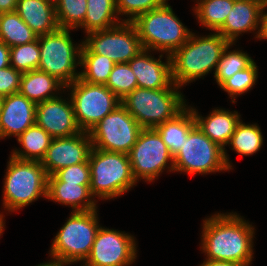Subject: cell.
<instances>
[{"label":"cell","instance_id":"5b68a950","mask_svg":"<svg viewBox=\"0 0 267 266\" xmlns=\"http://www.w3.org/2000/svg\"><path fill=\"white\" fill-rule=\"evenodd\" d=\"M3 181V208L20 210L39 197L47 198L48 176L40 161L20 160L9 155Z\"/></svg>","mask_w":267,"mask_h":266},{"label":"cell","instance_id":"8d00e7d4","mask_svg":"<svg viewBox=\"0 0 267 266\" xmlns=\"http://www.w3.org/2000/svg\"><path fill=\"white\" fill-rule=\"evenodd\" d=\"M54 175L66 183H78V185H90L91 175L88 160L84 163L64 167Z\"/></svg>","mask_w":267,"mask_h":266},{"label":"cell","instance_id":"e575fe53","mask_svg":"<svg viewBox=\"0 0 267 266\" xmlns=\"http://www.w3.org/2000/svg\"><path fill=\"white\" fill-rule=\"evenodd\" d=\"M105 86L122 100L137 88L138 84L128 63H116Z\"/></svg>","mask_w":267,"mask_h":266},{"label":"cell","instance_id":"7c38bea8","mask_svg":"<svg viewBox=\"0 0 267 266\" xmlns=\"http://www.w3.org/2000/svg\"><path fill=\"white\" fill-rule=\"evenodd\" d=\"M142 129L136 119L120 104L88 133L93 148L128 154Z\"/></svg>","mask_w":267,"mask_h":266},{"label":"cell","instance_id":"bcb514c9","mask_svg":"<svg viewBox=\"0 0 267 266\" xmlns=\"http://www.w3.org/2000/svg\"><path fill=\"white\" fill-rule=\"evenodd\" d=\"M47 1L52 3L53 5H56L60 0H47Z\"/></svg>","mask_w":267,"mask_h":266},{"label":"cell","instance_id":"ba28073f","mask_svg":"<svg viewBox=\"0 0 267 266\" xmlns=\"http://www.w3.org/2000/svg\"><path fill=\"white\" fill-rule=\"evenodd\" d=\"M72 29L58 28L52 33L38 36L40 61L38 70L48 73L65 87L80 77L81 49L80 44L73 42Z\"/></svg>","mask_w":267,"mask_h":266},{"label":"cell","instance_id":"ac0fdd59","mask_svg":"<svg viewBox=\"0 0 267 266\" xmlns=\"http://www.w3.org/2000/svg\"><path fill=\"white\" fill-rule=\"evenodd\" d=\"M263 8L260 1L235 0L224 24L216 32L230 43H235L242 33L251 31H255L258 39Z\"/></svg>","mask_w":267,"mask_h":266},{"label":"cell","instance_id":"3957f363","mask_svg":"<svg viewBox=\"0 0 267 266\" xmlns=\"http://www.w3.org/2000/svg\"><path fill=\"white\" fill-rule=\"evenodd\" d=\"M90 166V192L94 198L110 200L122 196L136 186L128 154L105 151L92 147Z\"/></svg>","mask_w":267,"mask_h":266},{"label":"cell","instance_id":"d590c367","mask_svg":"<svg viewBox=\"0 0 267 266\" xmlns=\"http://www.w3.org/2000/svg\"><path fill=\"white\" fill-rule=\"evenodd\" d=\"M168 0H116V9L124 22H133L139 15L163 6ZM121 15V16H120ZM129 17V18H128Z\"/></svg>","mask_w":267,"mask_h":266},{"label":"cell","instance_id":"1f68e13d","mask_svg":"<svg viewBox=\"0 0 267 266\" xmlns=\"http://www.w3.org/2000/svg\"><path fill=\"white\" fill-rule=\"evenodd\" d=\"M55 10L59 28L78 30L84 23L87 0H60Z\"/></svg>","mask_w":267,"mask_h":266},{"label":"cell","instance_id":"f6af8a7d","mask_svg":"<svg viewBox=\"0 0 267 266\" xmlns=\"http://www.w3.org/2000/svg\"><path fill=\"white\" fill-rule=\"evenodd\" d=\"M4 98L3 96L0 95V113L2 111V106H3V101H4Z\"/></svg>","mask_w":267,"mask_h":266},{"label":"cell","instance_id":"484cf974","mask_svg":"<svg viewBox=\"0 0 267 266\" xmlns=\"http://www.w3.org/2000/svg\"><path fill=\"white\" fill-rule=\"evenodd\" d=\"M52 139L53 138L43 128L34 124L17 138L22 148L13 149L11 156L20 160L41 162Z\"/></svg>","mask_w":267,"mask_h":266},{"label":"cell","instance_id":"7bdbcfd3","mask_svg":"<svg viewBox=\"0 0 267 266\" xmlns=\"http://www.w3.org/2000/svg\"><path fill=\"white\" fill-rule=\"evenodd\" d=\"M73 264L71 262L62 260V259H56L51 257V260L44 262V263H40L39 265L36 266H67Z\"/></svg>","mask_w":267,"mask_h":266},{"label":"cell","instance_id":"277c9868","mask_svg":"<svg viewBox=\"0 0 267 266\" xmlns=\"http://www.w3.org/2000/svg\"><path fill=\"white\" fill-rule=\"evenodd\" d=\"M180 88L176 84L161 89L137 87L121 100V104L142 128H155L173 119L187 106Z\"/></svg>","mask_w":267,"mask_h":266},{"label":"cell","instance_id":"7dc6e473","mask_svg":"<svg viewBox=\"0 0 267 266\" xmlns=\"http://www.w3.org/2000/svg\"><path fill=\"white\" fill-rule=\"evenodd\" d=\"M260 2L264 7H267V0H260Z\"/></svg>","mask_w":267,"mask_h":266},{"label":"cell","instance_id":"4dcf8cb0","mask_svg":"<svg viewBox=\"0 0 267 266\" xmlns=\"http://www.w3.org/2000/svg\"><path fill=\"white\" fill-rule=\"evenodd\" d=\"M235 43H230L224 49L221 59L219 60L214 78L220 86L226 79L233 76L235 73L248 67L254 60L252 57L242 50H229Z\"/></svg>","mask_w":267,"mask_h":266},{"label":"cell","instance_id":"d4e9b609","mask_svg":"<svg viewBox=\"0 0 267 266\" xmlns=\"http://www.w3.org/2000/svg\"><path fill=\"white\" fill-rule=\"evenodd\" d=\"M124 19L119 18L116 0H87L84 23L79 27L84 33L112 28Z\"/></svg>","mask_w":267,"mask_h":266},{"label":"cell","instance_id":"f35d334b","mask_svg":"<svg viewBox=\"0 0 267 266\" xmlns=\"http://www.w3.org/2000/svg\"><path fill=\"white\" fill-rule=\"evenodd\" d=\"M10 47L0 40V69L10 66Z\"/></svg>","mask_w":267,"mask_h":266},{"label":"cell","instance_id":"ffe728a7","mask_svg":"<svg viewBox=\"0 0 267 266\" xmlns=\"http://www.w3.org/2000/svg\"><path fill=\"white\" fill-rule=\"evenodd\" d=\"M189 107L192 110L197 127L213 142L224 149V159L228 168L231 170L233 167L230 163L231 161L229 160L230 158L228 157L229 155H227L225 146L228 145L237 124L240 122L241 115L238 111L232 112L222 108L218 109L217 107L212 110L207 117H202L196 108L192 106Z\"/></svg>","mask_w":267,"mask_h":266},{"label":"cell","instance_id":"b9f144b4","mask_svg":"<svg viewBox=\"0 0 267 266\" xmlns=\"http://www.w3.org/2000/svg\"><path fill=\"white\" fill-rule=\"evenodd\" d=\"M265 9H267V7H264L262 11L260 33L258 36V39H261V40L267 39V13L265 12Z\"/></svg>","mask_w":267,"mask_h":266},{"label":"cell","instance_id":"d6986e66","mask_svg":"<svg viewBox=\"0 0 267 266\" xmlns=\"http://www.w3.org/2000/svg\"><path fill=\"white\" fill-rule=\"evenodd\" d=\"M36 104L19 92L4 98L0 113V139L19 137L35 124Z\"/></svg>","mask_w":267,"mask_h":266},{"label":"cell","instance_id":"9c48e42d","mask_svg":"<svg viewBox=\"0 0 267 266\" xmlns=\"http://www.w3.org/2000/svg\"><path fill=\"white\" fill-rule=\"evenodd\" d=\"M173 161L174 172L189 175L230 170L224 159V149L206 136L197 125L190 130Z\"/></svg>","mask_w":267,"mask_h":266},{"label":"cell","instance_id":"7a4b0ae2","mask_svg":"<svg viewBox=\"0 0 267 266\" xmlns=\"http://www.w3.org/2000/svg\"><path fill=\"white\" fill-rule=\"evenodd\" d=\"M230 42L218 32L196 36L191 33L189 39L171 55L173 83L179 87L203 78L216 70L224 49Z\"/></svg>","mask_w":267,"mask_h":266},{"label":"cell","instance_id":"ab89813d","mask_svg":"<svg viewBox=\"0 0 267 266\" xmlns=\"http://www.w3.org/2000/svg\"><path fill=\"white\" fill-rule=\"evenodd\" d=\"M199 266H246L230 261L204 260Z\"/></svg>","mask_w":267,"mask_h":266},{"label":"cell","instance_id":"e0dca14e","mask_svg":"<svg viewBox=\"0 0 267 266\" xmlns=\"http://www.w3.org/2000/svg\"><path fill=\"white\" fill-rule=\"evenodd\" d=\"M150 52V50L143 49L128 62L137 78L138 87L146 89L170 88L174 84L170 55L165 53L166 61L162 62L164 53H161L156 59Z\"/></svg>","mask_w":267,"mask_h":266},{"label":"cell","instance_id":"cb8c5ba5","mask_svg":"<svg viewBox=\"0 0 267 266\" xmlns=\"http://www.w3.org/2000/svg\"><path fill=\"white\" fill-rule=\"evenodd\" d=\"M195 118L191 108L187 105L173 119L155 127L163 142L167 145L170 154L174 157L186 138L190 130L195 126Z\"/></svg>","mask_w":267,"mask_h":266},{"label":"cell","instance_id":"ee69618b","mask_svg":"<svg viewBox=\"0 0 267 266\" xmlns=\"http://www.w3.org/2000/svg\"><path fill=\"white\" fill-rule=\"evenodd\" d=\"M4 218H5V216L3 215V213L1 214V212H0V236L3 234L4 228H5Z\"/></svg>","mask_w":267,"mask_h":266},{"label":"cell","instance_id":"9a60e30c","mask_svg":"<svg viewBox=\"0 0 267 266\" xmlns=\"http://www.w3.org/2000/svg\"><path fill=\"white\" fill-rule=\"evenodd\" d=\"M91 149L92 142L86 131L69 137L53 138L41 164L47 176H51L64 167L86 162Z\"/></svg>","mask_w":267,"mask_h":266},{"label":"cell","instance_id":"30bf717a","mask_svg":"<svg viewBox=\"0 0 267 266\" xmlns=\"http://www.w3.org/2000/svg\"><path fill=\"white\" fill-rule=\"evenodd\" d=\"M76 122L82 131L89 132L93 126L111 113L121 100L105 85L90 84L80 78L66 86Z\"/></svg>","mask_w":267,"mask_h":266},{"label":"cell","instance_id":"52a82bcc","mask_svg":"<svg viewBox=\"0 0 267 266\" xmlns=\"http://www.w3.org/2000/svg\"><path fill=\"white\" fill-rule=\"evenodd\" d=\"M98 210L72 211L52 241L49 256L71 263L85 262L90 255L99 224Z\"/></svg>","mask_w":267,"mask_h":266},{"label":"cell","instance_id":"f546056e","mask_svg":"<svg viewBox=\"0 0 267 266\" xmlns=\"http://www.w3.org/2000/svg\"><path fill=\"white\" fill-rule=\"evenodd\" d=\"M228 146L241 156L256 154L263 146V135L258 124H237Z\"/></svg>","mask_w":267,"mask_h":266},{"label":"cell","instance_id":"6da1fadb","mask_svg":"<svg viewBox=\"0 0 267 266\" xmlns=\"http://www.w3.org/2000/svg\"><path fill=\"white\" fill-rule=\"evenodd\" d=\"M201 251L205 260L230 261L250 266L255 228L236 212L215 213L203 220Z\"/></svg>","mask_w":267,"mask_h":266},{"label":"cell","instance_id":"5bb4252c","mask_svg":"<svg viewBox=\"0 0 267 266\" xmlns=\"http://www.w3.org/2000/svg\"><path fill=\"white\" fill-rule=\"evenodd\" d=\"M133 235L100 227L97 231L85 266H130L137 257V243Z\"/></svg>","mask_w":267,"mask_h":266},{"label":"cell","instance_id":"2e32d148","mask_svg":"<svg viewBox=\"0 0 267 266\" xmlns=\"http://www.w3.org/2000/svg\"><path fill=\"white\" fill-rule=\"evenodd\" d=\"M62 97L59 95L36 104L35 124L52 138L69 137L82 131L76 122L70 96L67 100Z\"/></svg>","mask_w":267,"mask_h":266},{"label":"cell","instance_id":"4fadbf2b","mask_svg":"<svg viewBox=\"0 0 267 266\" xmlns=\"http://www.w3.org/2000/svg\"><path fill=\"white\" fill-rule=\"evenodd\" d=\"M84 38L83 45L91 53L107 56L115 63H128L143 50L132 22H121L109 29L92 31Z\"/></svg>","mask_w":267,"mask_h":266},{"label":"cell","instance_id":"44dd1931","mask_svg":"<svg viewBox=\"0 0 267 266\" xmlns=\"http://www.w3.org/2000/svg\"><path fill=\"white\" fill-rule=\"evenodd\" d=\"M47 199L70 206L72 211H90L98 209L97 202L90 192V185L66 183L54 174L47 179Z\"/></svg>","mask_w":267,"mask_h":266},{"label":"cell","instance_id":"8992f818","mask_svg":"<svg viewBox=\"0 0 267 266\" xmlns=\"http://www.w3.org/2000/svg\"><path fill=\"white\" fill-rule=\"evenodd\" d=\"M132 23L144 50L168 55L180 48L192 33L175 15L168 2L139 15Z\"/></svg>","mask_w":267,"mask_h":266},{"label":"cell","instance_id":"603a6c76","mask_svg":"<svg viewBox=\"0 0 267 266\" xmlns=\"http://www.w3.org/2000/svg\"><path fill=\"white\" fill-rule=\"evenodd\" d=\"M65 86L55 77L40 70L22 73L19 93L35 104L58 97Z\"/></svg>","mask_w":267,"mask_h":266},{"label":"cell","instance_id":"8fae6325","mask_svg":"<svg viewBox=\"0 0 267 266\" xmlns=\"http://www.w3.org/2000/svg\"><path fill=\"white\" fill-rule=\"evenodd\" d=\"M128 157L137 182H153L165 169L174 172L173 156L155 128L142 129Z\"/></svg>","mask_w":267,"mask_h":266},{"label":"cell","instance_id":"7402d4cb","mask_svg":"<svg viewBox=\"0 0 267 266\" xmlns=\"http://www.w3.org/2000/svg\"><path fill=\"white\" fill-rule=\"evenodd\" d=\"M15 11L38 36L59 28L55 5L47 0H18Z\"/></svg>","mask_w":267,"mask_h":266},{"label":"cell","instance_id":"74e56055","mask_svg":"<svg viewBox=\"0 0 267 266\" xmlns=\"http://www.w3.org/2000/svg\"><path fill=\"white\" fill-rule=\"evenodd\" d=\"M21 77L22 73L12 66L0 69V95L6 97L18 93Z\"/></svg>","mask_w":267,"mask_h":266},{"label":"cell","instance_id":"4316f807","mask_svg":"<svg viewBox=\"0 0 267 266\" xmlns=\"http://www.w3.org/2000/svg\"><path fill=\"white\" fill-rule=\"evenodd\" d=\"M38 35L20 18L16 11L0 14V40L8 47L32 42Z\"/></svg>","mask_w":267,"mask_h":266},{"label":"cell","instance_id":"60d3db41","mask_svg":"<svg viewBox=\"0 0 267 266\" xmlns=\"http://www.w3.org/2000/svg\"><path fill=\"white\" fill-rule=\"evenodd\" d=\"M18 0H0V13L16 10Z\"/></svg>","mask_w":267,"mask_h":266},{"label":"cell","instance_id":"836d02e7","mask_svg":"<svg viewBox=\"0 0 267 266\" xmlns=\"http://www.w3.org/2000/svg\"><path fill=\"white\" fill-rule=\"evenodd\" d=\"M258 78V67L253 61L245 69L235 73L226 79L220 88L223 89L232 98L231 102L236 103V96L244 94L254 87Z\"/></svg>","mask_w":267,"mask_h":266},{"label":"cell","instance_id":"d6a6232c","mask_svg":"<svg viewBox=\"0 0 267 266\" xmlns=\"http://www.w3.org/2000/svg\"><path fill=\"white\" fill-rule=\"evenodd\" d=\"M10 66L21 73L38 70L40 49L38 38L32 42L10 47Z\"/></svg>","mask_w":267,"mask_h":266},{"label":"cell","instance_id":"83f0119b","mask_svg":"<svg viewBox=\"0 0 267 266\" xmlns=\"http://www.w3.org/2000/svg\"><path fill=\"white\" fill-rule=\"evenodd\" d=\"M116 63L107 56L91 53L84 45L81 49L80 79L90 83L106 85Z\"/></svg>","mask_w":267,"mask_h":266},{"label":"cell","instance_id":"f1b7e54d","mask_svg":"<svg viewBox=\"0 0 267 266\" xmlns=\"http://www.w3.org/2000/svg\"><path fill=\"white\" fill-rule=\"evenodd\" d=\"M235 0H198L192 9L201 26L216 32L225 22Z\"/></svg>","mask_w":267,"mask_h":266}]
</instances>
